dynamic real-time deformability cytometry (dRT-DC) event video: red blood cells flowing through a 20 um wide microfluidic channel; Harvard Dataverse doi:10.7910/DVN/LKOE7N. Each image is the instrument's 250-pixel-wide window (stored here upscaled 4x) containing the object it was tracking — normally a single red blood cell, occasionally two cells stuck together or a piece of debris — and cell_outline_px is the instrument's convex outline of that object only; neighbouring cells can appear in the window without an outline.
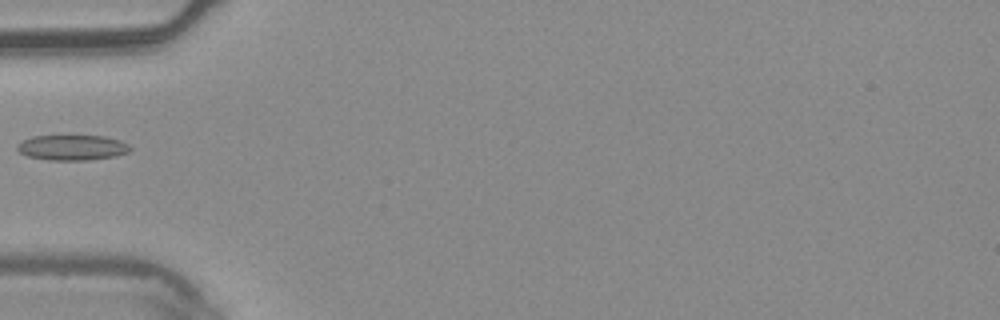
{"species": "common noctule bat (a hibernating species)", "species_latin": "Nyctalus noctula", "temperature_condition": "warm", "stored_images_in_passage": 5, "camera_frame_rate_fps": 3000, "um_per_image_px": 0.085, "animal": {"sex": "male", "body_mass_g": 20.4}, "frame": {"image": 1, "passage_image": 5, "time_ms": 1.333, "image_size_px": [1000, 320], "cell_outline_px": [[132, 148], [128, 152], [116, 156], [88, 160], [48, 160], [28, 156], [20, 152], [16, 148], [16, 144], [32, 136], [104, 136], [120, 140], [128, 144]], "centroid_in_image_um": [6.14, 12.54], "position_along_channel_um": 78.9, "area_um2": 16.65}}